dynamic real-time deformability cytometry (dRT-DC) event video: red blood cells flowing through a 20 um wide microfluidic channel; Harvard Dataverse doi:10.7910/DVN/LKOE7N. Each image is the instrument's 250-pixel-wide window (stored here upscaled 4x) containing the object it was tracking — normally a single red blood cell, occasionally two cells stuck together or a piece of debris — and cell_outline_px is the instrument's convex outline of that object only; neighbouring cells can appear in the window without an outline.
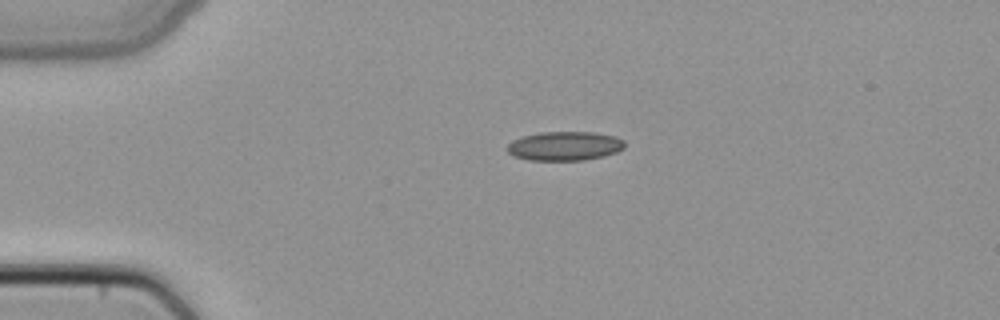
{"species": "common noctule bat (a hibernating species)", "species_latin": "Nyctalus noctula", "temperature_condition": "cold", "stored_images_in_passage": 2, "camera_frame_rate_fps": 3000, "um_per_image_px": 0.085, "animal": {"sex": "female", "body_mass_g": 22.7, "forearm_length_mm": 54.2}, "frame": {"image": 1, "passage_image": 1, "time_ms": 0.0, "image_size_px": [1000, 320], "cell_outline_px": [[624, 148], [616, 152], [604, 156], [584, 160], [528, 160], [512, 156], [504, 148], [512, 140], [524, 136], [540, 132], [592, 132], [616, 136], [624, 140]], "centroid_in_image_um": [47.97, 12.41], "position_along_channel_um": 37.0, "area_um2": 20.06}}